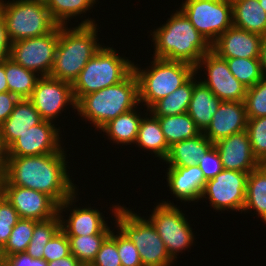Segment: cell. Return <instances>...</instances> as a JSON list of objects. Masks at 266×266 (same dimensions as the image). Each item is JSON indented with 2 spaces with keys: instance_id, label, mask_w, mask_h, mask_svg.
<instances>
[{
  "instance_id": "19",
  "label": "cell",
  "mask_w": 266,
  "mask_h": 266,
  "mask_svg": "<svg viewBox=\"0 0 266 266\" xmlns=\"http://www.w3.org/2000/svg\"><path fill=\"white\" fill-rule=\"evenodd\" d=\"M263 36L231 26L212 44L211 50L221 58H259Z\"/></svg>"
},
{
  "instance_id": "33",
  "label": "cell",
  "mask_w": 266,
  "mask_h": 266,
  "mask_svg": "<svg viewBox=\"0 0 266 266\" xmlns=\"http://www.w3.org/2000/svg\"><path fill=\"white\" fill-rule=\"evenodd\" d=\"M60 229L61 219L59 213L51 219L38 221L34 225L33 235L25 253L34 259H43L44 247Z\"/></svg>"
},
{
  "instance_id": "34",
  "label": "cell",
  "mask_w": 266,
  "mask_h": 266,
  "mask_svg": "<svg viewBox=\"0 0 266 266\" xmlns=\"http://www.w3.org/2000/svg\"><path fill=\"white\" fill-rule=\"evenodd\" d=\"M38 221L20 218L13 227L5 246L0 250V259L18 253H25Z\"/></svg>"
},
{
  "instance_id": "25",
  "label": "cell",
  "mask_w": 266,
  "mask_h": 266,
  "mask_svg": "<svg viewBox=\"0 0 266 266\" xmlns=\"http://www.w3.org/2000/svg\"><path fill=\"white\" fill-rule=\"evenodd\" d=\"M233 26L266 36V11L258 0H231Z\"/></svg>"
},
{
  "instance_id": "46",
  "label": "cell",
  "mask_w": 266,
  "mask_h": 266,
  "mask_svg": "<svg viewBox=\"0 0 266 266\" xmlns=\"http://www.w3.org/2000/svg\"><path fill=\"white\" fill-rule=\"evenodd\" d=\"M11 43L8 39L3 16L0 13V62L10 55Z\"/></svg>"
},
{
  "instance_id": "32",
  "label": "cell",
  "mask_w": 266,
  "mask_h": 266,
  "mask_svg": "<svg viewBox=\"0 0 266 266\" xmlns=\"http://www.w3.org/2000/svg\"><path fill=\"white\" fill-rule=\"evenodd\" d=\"M96 2L97 0H45L46 7L59 26H68L67 22L72 17L86 13Z\"/></svg>"
},
{
  "instance_id": "14",
  "label": "cell",
  "mask_w": 266,
  "mask_h": 266,
  "mask_svg": "<svg viewBox=\"0 0 266 266\" xmlns=\"http://www.w3.org/2000/svg\"><path fill=\"white\" fill-rule=\"evenodd\" d=\"M41 118L53 122L63 112L66 106L76 109L72 84L66 81L41 76L29 98Z\"/></svg>"
},
{
  "instance_id": "50",
  "label": "cell",
  "mask_w": 266,
  "mask_h": 266,
  "mask_svg": "<svg viewBox=\"0 0 266 266\" xmlns=\"http://www.w3.org/2000/svg\"><path fill=\"white\" fill-rule=\"evenodd\" d=\"M8 84L6 80L5 74V59L0 62V93L1 92H8Z\"/></svg>"
},
{
  "instance_id": "26",
  "label": "cell",
  "mask_w": 266,
  "mask_h": 266,
  "mask_svg": "<svg viewBox=\"0 0 266 266\" xmlns=\"http://www.w3.org/2000/svg\"><path fill=\"white\" fill-rule=\"evenodd\" d=\"M145 114V117L142 116L140 121L135 143L137 147L154 153L156 157H159L158 160L164 161L170 147L165 140L158 117L154 116L151 112L149 115L147 112Z\"/></svg>"
},
{
  "instance_id": "37",
  "label": "cell",
  "mask_w": 266,
  "mask_h": 266,
  "mask_svg": "<svg viewBox=\"0 0 266 266\" xmlns=\"http://www.w3.org/2000/svg\"><path fill=\"white\" fill-rule=\"evenodd\" d=\"M246 131L253 155L261 164H266V116L248 118Z\"/></svg>"
},
{
  "instance_id": "29",
  "label": "cell",
  "mask_w": 266,
  "mask_h": 266,
  "mask_svg": "<svg viewBox=\"0 0 266 266\" xmlns=\"http://www.w3.org/2000/svg\"><path fill=\"white\" fill-rule=\"evenodd\" d=\"M254 211L266 224V164L252 170L247 177L244 213Z\"/></svg>"
},
{
  "instance_id": "52",
  "label": "cell",
  "mask_w": 266,
  "mask_h": 266,
  "mask_svg": "<svg viewBox=\"0 0 266 266\" xmlns=\"http://www.w3.org/2000/svg\"><path fill=\"white\" fill-rule=\"evenodd\" d=\"M78 266H93L92 263L80 262Z\"/></svg>"
},
{
  "instance_id": "45",
  "label": "cell",
  "mask_w": 266,
  "mask_h": 266,
  "mask_svg": "<svg viewBox=\"0 0 266 266\" xmlns=\"http://www.w3.org/2000/svg\"><path fill=\"white\" fill-rule=\"evenodd\" d=\"M19 98L11 92L0 93V125L10 116Z\"/></svg>"
},
{
  "instance_id": "40",
  "label": "cell",
  "mask_w": 266,
  "mask_h": 266,
  "mask_svg": "<svg viewBox=\"0 0 266 266\" xmlns=\"http://www.w3.org/2000/svg\"><path fill=\"white\" fill-rule=\"evenodd\" d=\"M93 266H122L117 249V234L111 231L110 235L104 240L95 259Z\"/></svg>"
},
{
  "instance_id": "22",
  "label": "cell",
  "mask_w": 266,
  "mask_h": 266,
  "mask_svg": "<svg viewBox=\"0 0 266 266\" xmlns=\"http://www.w3.org/2000/svg\"><path fill=\"white\" fill-rule=\"evenodd\" d=\"M42 121L29 98L19 99L10 116L0 125V133L6 147L8 148L27 129Z\"/></svg>"
},
{
  "instance_id": "42",
  "label": "cell",
  "mask_w": 266,
  "mask_h": 266,
  "mask_svg": "<svg viewBox=\"0 0 266 266\" xmlns=\"http://www.w3.org/2000/svg\"><path fill=\"white\" fill-rule=\"evenodd\" d=\"M117 249L122 266H143L138 249L119 229H117Z\"/></svg>"
},
{
  "instance_id": "28",
  "label": "cell",
  "mask_w": 266,
  "mask_h": 266,
  "mask_svg": "<svg viewBox=\"0 0 266 266\" xmlns=\"http://www.w3.org/2000/svg\"><path fill=\"white\" fill-rule=\"evenodd\" d=\"M196 75L197 73L195 72L179 88L155 102L148 111L156 117L178 115L187 112L192 98L193 85L197 82Z\"/></svg>"
},
{
  "instance_id": "48",
  "label": "cell",
  "mask_w": 266,
  "mask_h": 266,
  "mask_svg": "<svg viewBox=\"0 0 266 266\" xmlns=\"http://www.w3.org/2000/svg\"><path fill=\"white\" fill-rule=\"evenodd\" d=\"M7 160H8V148L6 147L0 133V174L2 176L6 168Z\"/></svg>"
},
{
  "instance_id": "35",
  "label": "cell",
  "mask_w": 266,
  "mask_h": 266,
  "mask_svg": "<svg viewBox=\"0 0 266 266\" xmlns=\"http://www.w3.org/2000/svg\"><path fill=\"white\" fill-rule=\"evenodd\" d=\"M223 59H226L233 76L247 88L256 85L265 76L259 58Z\"/></svg>"
},
{
  "instance_id": "8",
  "label": "cell",
  "mask_w": 266,
  "mask_h": 266,
  "mask_svg": "<svg viewBox=\"0 0 266 266\" xmlns=\"http://www.w3.org/2000/svg\"><path fill=\"white\" fill-rule=\"evenodd\" d=\"M10 43L52 32L58 24L43 0H0Z\"/></svg>"
},
{
  "instance_id": "9",
  "label": "cell",
  "mask_w": 266,
  "mask_h": 266,
  "mask_svg": "<svg viewBox=\"0 0 266 266\" xmlns=\"http://www.w3.org/2000/svg\"><path fill=\"white\" fill-rule=\"evenodd\" d=\"M148 220L154 226L164 242L169 256L174 261L179 252L185 251L193 245L195 235L190 222L174 203L162 201L158 205L156 204Z\"/></svg>"
},
{
  "instance_id": "15",
  "label": "cell",
  "mask_w": 266,
  "mask_h": 266,
  "mask_svg": "<svg viewBox=\"0 0 266 266\" xmlns=\"http://www.w3.org/2000/svg\"><path fill=\"white\" fill-rule=\"evenodd\" d=\"M1 194L14 207L19 218L44 221L58 214V204L43 192L15 185H1Z\"/></svg>"
},
{
  "instance_id": "21",
  "label": "cell",
  "mask_w": 266,
  "mask_h": 266,
  "mask_svg": "<svg viewBox=\"0 0 266 266\" xmlns=\"http://www.w3.org/2000/svg\"><path fill=\"white\" fill-rule=\"evenodd\" d=\"M167 169V187L169 186L171 193L181 202H198L207 181L200 167L194 164L187 167H168Z\"/></svg>"
},
{
  "instance_id": "36",
  "label": "cell",
  "mask_w": 266,
  "mask_h": 266,
  "mask_svg": "<svg viewBox=\"0 0 266 266\" xmlns=\"http://www.w3.org/2000/svg\"><path fill=\"white\" fill-rule=\"evenodd\" d=\"M110 233H99L87 236H67L70 242V252L79 261L92 263L104 240Z\"/></svg>"
},
{
  "instance_id": "17",
  "label": "cell",
  "mask_w": 266,
  "mask_h": 266,
  "mask_svg": "<svg viewBox=\"0 0 266 266\" xmlns=\"http://www.w3.org/2000/svg\"><path fill=\"white\" fill-rule=\"evenodd\" d=\"M78 192L73 196L68 198L65 202L58 205V213L61 219V230L67 236H87V235H96L99 233H111V227L105 221V217L102 215L98 209H93L89 207H72V205L77 202L76 198ZM72 209H69L71 208ZM70 210L68 219H64L62 212ZM65 209V210H64Z\"/></svg>"
},
{
  "instance_id": "13",
  "label": "cell",
  "mask_w": 266,
  "mask_h": 266,
  "mask_svg": "<svg viewBox=\"0 0 266 266\" xmlns=\"http://www.w3.org/2000/svg\"><path fill=\"white\" fill-rule=\"evenodd\" d=\"M201 67L207 78L200 81L221 101H244L247 87L233 76L226 59L210 50L195 66V72L200 73Z\"/></svg>"
},
{
  "instance_id": "53",
  "label": "cell",
  "mask_w": 266,
  "mask_h": 266,
  "mask_svg": "<svg viewBox=\"0 0 266 266\" xmlns=\"http://www.w3.org/2000/svg\"><path fill=\"white\" fill-rule=\"evenodd\" d=\"M0 266H9L5 260L0 259Z\"/></svg>"
},
{
  "instance_id": "20",
  "label": "cell",
  "mask_w": 266,
  "mask_h": 266,
  "mask_svg": "<svg viewBox=\"0 0 266 266\" xmlns=\"http://www.w3.org/2000/svg\"><path fill=\"white\" fill-rule=\"evenodd\" d=\"M247 122L244 101H221L203 134L214 144L232 134L246 130Z\"/></svg>"
},
{
  "instance_id": "54",
  "label": "cell",
  "mask_w": 266,
  "mask_h": 266,
  "mask_svg": "<svg viewBox=\"0 0 266 266\" xmlns=\"http://www.w3.org/2000/svg\"><path fill=\"white\" fill-rule=\"evenodd\" d=\"M1 180H2V175L0 174V194H1Z\"/></svg>"
},
{
  "instance_id": "41",
  "label": "cell",
  "mask_w": 266,
  "mask_h": 266,
  "mask_svg": "<svg viewBox=\"0 0 266 266\" xmlns=\"http://www.w3.org/2000/svg\"><path fill=\"white\" fill-rule=\"evenodd\" d=\"M71 254L67 235L60 229L46 244L43 259L48 263Z\"/></svg>"
},
{
  "instance_id": "3",
  "label": "cell",
  "mask_w": 266,
  "mask_h": 266,
  "mask_svg": "<svg viewBox=\"0 0 266 266\" xmlns=\"http://www.w3.org/2000/svg\"><path fill=\"white\" fill-rule=\"evenodd\" d=\"M155 58L183 61L193 65L211 50V44L179 9L165 24L151 33Z\"/></svg>"
},
{
  "instance_id": "18",
  "label": "cell",
  "mask_w": 266,
  "mask_h": 266,
  "mask_svg": "<svg viewBox=\"0 0 266 266\" xmlns=\"http://www.w3.org/2000/svg\"><path fill=\"white\" fill-rule=\"evenodd\" d=\"M225 170L250 173L261 163L253 155L249 135L246 130L232 134L213 144Z\"/></svg>"
},
{
  "instance_id": "7",
  "label": "cell",
  "mask_w": 266,
  "mask_h": 266,
  "mask_svg": "<svg viewBox=\"0 0 266 266\" xmlns=\"http://www.w3.org/2000/svg\"><path fill=\"white\" fill-rule=\"evenodd\" d=\"M118 54L115 48L102 46L86 63L72 84L76 103L84 95L121 82L133 71L134 62Z\"/></svg>"
},
{
  "instance_id": "12",
  "label": "cell",
  "mask_w": 266,
  "mask_h": 266,
  "mask_svg": "<svg viewBox=\"0 0 266 266\" xmlns=\"http://www.w3.org/2000/svg\"><path fill=\"white\" fill-rule=\"evenodd\" d=\"M249 173L223 169L205 183L201 198L209 199L216 211H241L245 205L247 177Z\"/></svg>"
},
{
  "instance_id": "27",
  "label": "cell",
  "mask_w": 266,
  "mask_h": 266,
  "mask_svg": "<svg viewBox=\"0 0 266 266\" xmlns=\"http://www.w3.org/2000/svg\"><path fill=\"white\" fill-rule=\"evenodd\" d=\"M137 108L138 107L110 120L100 129L101 132L103 131L108 139H111L112 142L117 145L135 144L139 124L142 119L141 113H138Z\"/></svg>"
},
{
  "instance_id": "44",
  "label": "cell",
  "mask_w": 266,
  "mask_h": 266,
  "mask_svg": "<svg viewBox=\"0 0 266 266\" xmlns=\"http://www.w3.org/2000/svg\"><path fill=\"white\" fill-rule=\"evenodd\" d=\"M4 260L9 266H47L44 259H34L26 253L7 256Z\"/></svg>"
},
{
  "instance_id": "11",
  "label": "cell",
  "mask_w": 266,
  "mask_h": 266,
  "mask_svg": "<svg viewBox=\"0 0 266 266\" xmlns=\"http://www.w3.org/2000/svg\"><path fill=\"white\" fill-rule=\"evenodd\" d=\"M59 41V25L50 33L11 43L9 57L40 76H49Z\"/></svg>"
},
{
  "instance_id": "23",
  "label": "cell",
  "mask_w": 266,
  "mask_h": 266,
  "mask_svg": "<svg viewBox=\"0 0 266 266\" xmlns=\"http://www.w3.org/2000/svg\"><path fill=\"white\" fill-rule=\"evenodd\" d=\"M220 103L221 100L200 80L193 85L192 98L187 113L201 132H204L210 125Z\"/></svg>"
},
{
  "instance_id": "4",
  "label": "cell",
  "mask_w": 266,
  "mask_h": 266,
  "mask_svg": "<svg viewBox=\"0 0 266 266\" xmlns=\"http://www.w3.org/2000/svg\"><path fill=\"white\" fill-rule=\"evenodd\" d=\"M138 79L132 71L121 82L84 95L77 103V114L100 130L110 120L139 106Z\"/></svg>"
},
{
  "instance_id": "31",
  "label": "cell",
  "mask_w": 266,
  "mask_h": 266,
  "mask_svg": "<svg viewBox=\"0 0 266 266\" xmlns=\"http://www.w3.org/2000/svg\"><path fill=\"white\" fill-rule=\"evenodd\" d=\"M158 120L169 147L185 139L194 138L201 133L187 112L158 117Z\"/></svg>"
},
{
  "instance_id": "16",
  "label": "cell",
  "mask_w": 266,
  "mask_h": 266,
  "mask_svg": "<svg viewBox=\"0 0 266 266\" xmlns=\"http://www.w3.org/2000/svg\"><path fill=\"white\" fill-rule=\"evenodd\" d=\"M43 120L21 134L9 147L8 157H24L56 153L62 149L60 127Z\"/></svg>"
},
{
  "instance_id": "6",
  "label": "cell",
  "mask_w": 266,
  "mask_h": 266,
  "mask_svg": "<svg viewBox=\"0 0 266 266\" xmlns=\"http://www.w3.org/2000/svg\"><path fill=\"white\" fill-rule=\"evenodd\" d=\"M116 228L138 249L143 266H170L174 260L152 223L123 205H113ZM129 209V210H128Z\"/></svg>"
},
{
  "instance_id": "38",
  "label": "cell",
  "mask_w": 266,
  "mask_h": 266,
  "mask_svg": "<svg viewBox=\"0 0 266 266\" xmlns=\"http://www.w3.org/2000/svg\"><path fill=\"white\" fill-rule=\"evenodd\" d=\"M244 105L248 118L266 116V76L256 85L247 88Z\"/></svg>"
},
{
  "instance_id": "24",
  "label": "cell",
  "mask_w": 266,
  "mask_h": 266,
  "mask_svg": "<svg viewBox=\"0 0 266 266\" xmlns=\"http://www.w3.org/2000/svg\"><path fill=\"white\" fill-rule=\"evenodd\" d=\"M213 143L201 132L194 138L185 139L170 146L169 153L163 162L168 167H187L198 164L199 159Z\"/></svg>"
},
{
  "instance_id": "30",
  "label": "cell",
  "mask_w": 266,
  "mask_h": 266,
  "mask_svg": "<svg viewBox=\"0 0 266 266\" xmlns=\"http://www.w3.org/2000/svg\"><path fill=\"white\" fill-rule=\"evenodd\" d=\"M5 74L9 92L19 99L30 98L37 80L41 77L36 72L19 65L10 57L5 59Z\"/></svg>"
},
{
  "instance_id": "51",
  "label": "cell",
  "mask_w": 266,
  "mask_h": 266,
  "mask_svg": "<svg viewBox=\"0 0 266 266\" xmlns=\"http://www.w3.org/2000/svg\"><path fill=\"white\" fill-rule=\"evenodd\" d=\"M260 3V6L266 11V0H258Z\"/></svg>"
},
{
  "instance_id": "5",
  "label": "cell",
  "mask_w": 266,
  "mask_h": 266,
  "mask_svg": "<svg viewBox=\"0 0 266 266\" xmlns=\"http://www.w3.org/2000/svg\"><path fill=\"white\" fill-rule=\"evenodd\" d=\"M152 59L145 70L133 65L138 79L139 103H144L147 112L155 102L171 94L195 73V67L183 61Z\"/></svg>"
},
{
  "instance_id": "47",
  "label": "cell",
  "mask_w": 266,
  "mask_h": 266,
  "mask_svg": "<svg viewBox=\"0 0 266 266\" xmlns=\"http://www.w3.org/2000/svg\"><path fill=\"white\" fill-rule=\"evenodd\" d=\"M80 262L70 254L67 257L57 259L47 263V266H78Z\"/></svg>"
},
{
  "instance_id": "49",
  "label": "cell",
  "mask_w": 266,
  "mask_h": 266,
  "mask_svg": "<svg viewBox=\"0 0 266 266\" xmlns=\"http://www.w3.org/2000/svg\"><path fill=\"white\" fill-rule=\"evenodd\" d=\"M259 62L261 63L262 71L266 76V36H263V39L261 41Z\"/></svg>"
},
{
  "instance_id": "1",
  "label": "cell",
  "mask_w": 266,
  "mask_h": 266,
  "mask_svg": "<svg viewBox=\"0 0 266 266\" xmlns=\"http://www.w3.org/2000/svg\"><path fill=\"white\" fill-rule=\"evenodd\" d=\"M66 151L24 157H8L1 185L26 187L50 196L58 205L78 190L67 170Z\"/></svg>"
},
{
  "instance_id": "2",
  "label": "cell",
  "mask_w": 266,
  "mask_h": 266,
  "mask_svg": "<svg viewBox=\"0 0 266 266\" xmlns=\"http://www.w3.org/2000/svg\"><path fill=\"white\" fill-rule=\"evenodd\" d=\"M97 25L88 17L72 28L59 26V41L50 77L74 83L86 63L103 46L98 42Z\"/></svg>"
},
{
  "instance_id": "43",
  "label": "cell",
  "mask_w": 266,
  "mask_h": 266,
  "mask_svg": "<svg viewBox=\"0 0 266 266\" xmlns=\"http://www.w3.org/2000/svg\"><path fill=\"white\" fill-rule=\"evenodd\" d=\"M197 165L202 170L206 180L214 178L223 170L219 153L214 145L199 159Z\"/></svg>"
},
{
  "instance_id": "10",
  "label": "cell",
  "mask_w": 266,
  "mask_h": 266,
  "mask_svg": "<svg viewBox=\"0 0 266 266\" xmlns=\"http://www.w3.org/2000/svg\"><path fill=\"white\" fill-rule=\"evenodd\" d=\"M179 9L210 44L233 26L231 0H185Z\"/></svg>"
},
{
  "instance_id": "39",
  "label": "cell",
  "mask_w": 266,
  "mask_h": 266,
  "mask_svg": "<svg viewBox=\"0 0 266 266\" xmlns=\"http://www.w3.org/2000/svg\"><path fill=\"white\" fill-rule=\"evenodd\" d=\"M19 215L9 201L0 194V250L5 246Z\"/></svg>"
}]
</instances>
